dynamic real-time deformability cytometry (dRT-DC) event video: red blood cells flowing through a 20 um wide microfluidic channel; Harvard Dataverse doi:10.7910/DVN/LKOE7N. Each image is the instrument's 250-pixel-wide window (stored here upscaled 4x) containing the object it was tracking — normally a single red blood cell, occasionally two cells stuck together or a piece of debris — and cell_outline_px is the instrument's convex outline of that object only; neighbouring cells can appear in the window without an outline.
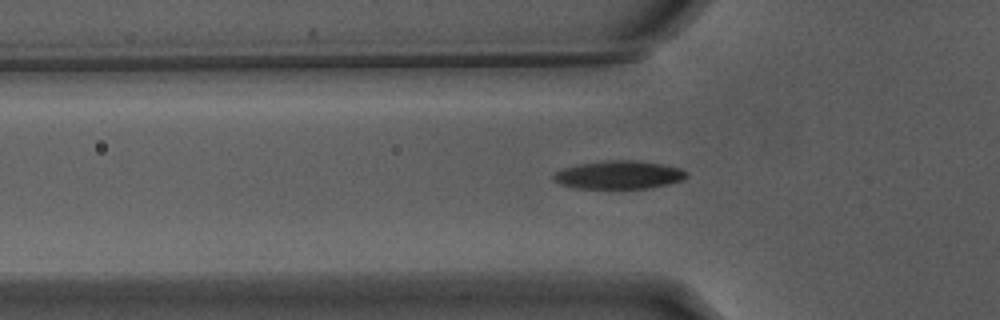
{"species": "Egyptian fruit bat (a non-hibernating species)", "species_latin": "Rousettus aegyptiacus", "temperature_condition": "warm", "stored_images_in_passage": 48, "camera_frame_rate_fps": 3000, "um_per_image_px": 0.085, "animal": {"sex": "male"}, "frame": {"image": 1, "passage_image": 17, "time_ms": 5.333, "image_size_px": [1000, 320], "cell_outline_px": [[688, 176], [680, 180], [668, 184], [648, 188], [576, 188], [560, 184], [552, 180], [552, 176], [556, 172], [564, 168], [580, 164], [608, 160], [632, 160], [664, 164], [680, 168], [688, 172]], "centroid_in_image_um": [52.61, 14.86], "position_along_channel_um": 73.2, "area_um2": 21.73}}
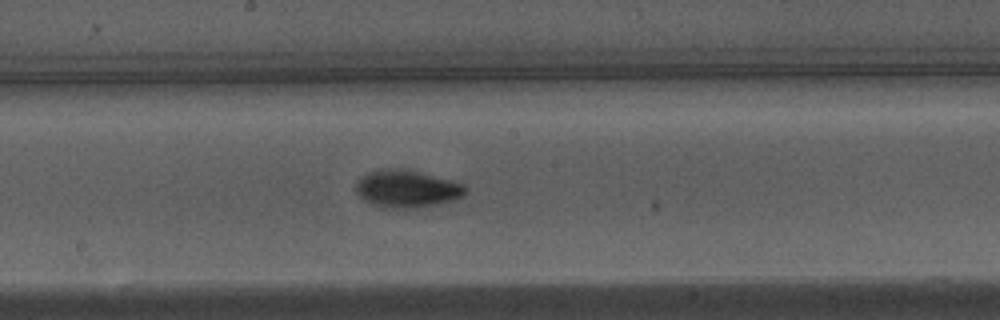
{"frame": {"image": 2, "passage_image": 28, "time_ms": 9.0, "image_size_px": [1000, 320], "cell_outline_px": [[468, 192], [464, 196], [456, 200], [416, 208], [384, 208], [372, 204], [364, 200], [356, 192], [356, 180], [360, 176], [376, 168], [408, 168], [464, 184], [468, 188]], "centroid_in_image_um": [34.58, 16.02], "position_along_channel_um": 213.6, "area_um2": 24.51}}
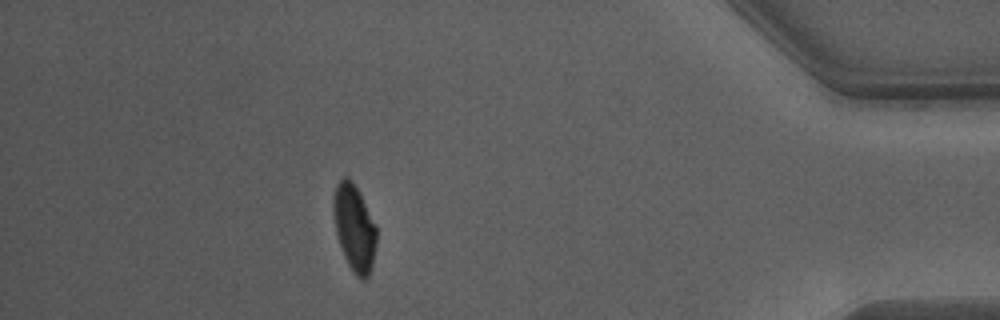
{"frame": {"image": 3, "passage_image": 47, "time_ms": 15.333, "image_size_px": [1000, 320], "cell_outline_px": [[376, 244], [372, 268], [368, 276], [364, 280], [360, 280], [352, 272], [344, 256], [336, 232], [332, 212], [332, 200], [336, 184], [344, 176], [348, 176], [352, 180], [376, 224]], "centroid_in_image_um": [30.11, 19.37], "position_along_channel_um": 405.1, "area_um2": 21.91}}